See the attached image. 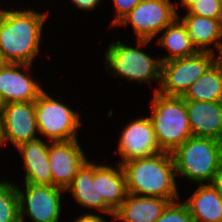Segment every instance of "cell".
<instances>
[{
    "label": "cell",
    "mask_w": 222,
    "mask_h": 222,
    "mask_svg": "<svg viewBox=\"0 0 222 222\" xmlns=\"http://www.w3.org/2000/svg\"><path fill=\"white\" fill-rule=\"evenodd\" d=\"M2 9L0 15V53L5 63L32 64L39 57L49 11L34 8Z\"/></svg>",
    "instance_id": "cell-1"
},
{
    "label": "cell",
    "mask_w": 222,
    "mask_h": 222,
    "mask_svg": "<svg viewBox=\"0 0 222 222\" xmlns=\"http://www.w3.org/2000/svg\"><path fill=\"white\" fill-rule=\"evenodd\" d=\"M121 165L127 193L165 198L171 202L182 199L171 152L162 151L151 157L131 159Z\"/></svg>",
    "instance_id": "cell-2"
},
{
    "label": "cell",
    "mask_w": 222,
    "mask_h": 222,
    "mask_svg": "<svg viewBox=\"0 0 222 222\" xmlns=\"http://www.w3.org/2000/svg\"><path fill=\"white\" fill-rule=\"evenodd\" d=\"M124 40L111 41L104 52V65L111 75L127 82H137V84L153 82L158 83L152 92L159 89L161 81V60L159 57H152L149 52L143 51L151 40H138L136 44L129 45L123 43Z\"/></svg>",
    "instance_id": "cell-3"
},
{
    "label": "cell",
    "mask_w": 222,
    "mask_h": 222,
    "mask_svg": "<svg viewBox=\"0 0 222 222\" xmlns=\"http://www.w3.org/2000/svg\"><path fill=\"white\" fill-rule=\"evenodd\" d=\"M172 156L177 177L182 176L189 183L211 184L222 159V142L191 136L172 152Z\"/></svg>",
    "instance_id": "cell-4"
},
{
    "label": "cell",
    "mask_w": 222,
    "mask_h": 222,
    "mask_svg": "<svg viewBox=\"0 0 222 222\" xmlns=\"http://www.w3.org/2000/svg\"><path fill=\"white\" fill-rule=\"evenodd\" d=\"M152 95L149 118L158 146L172 153L192 136L186 102L181 96H167L158 91Z\"/></svg>",
    "instance_id": "cell-5"
},
{
    "label": "cell",
    "mask_w": 222,
    "mask_h": 222,
    "mask_svg": "<svg viewBox=\"0 0 222 222\" xmlns=\"http://www.w3.org/2000/svg\"><path fill=\"white\" fill-rule=\"evenodd\" d=\"M35 111L40 138L44 136L49 142L78 139L77 131L83 125L79 112L52 97L46 89L35 100Z\"/></svg>",
    "instance_id": "cell-6"
},
{
    "label": "cell",
    "mask_w": 222,
    "mask_h": 222,
    "mask_svg": "<svg viewBox=\"0 0 222 222\" xmlns=\"http://www.w3.org/2000/svg\"><path fill=\"white\" fill-rule=\"evenodd\" d=\"M16 190L19 199L20 222H25V218L32 222L61 221L65 189L53 185L33 184H23L21 188L16 183Z\"/></svg>",
    "instance_id": "cell-7"
},
{
    "label": "cell",
    "mask_w": 222,
    "mask_h": 222,
    "mask_svg": "<svg viewBox=\"0 0 222 222\" xmlns=\"http://www.w3.org/2000/svg\"><path fill=\"white\" fill-rule=\"evenodd\" d=\"M173 0H142L122 18L114 28H133L138 40L153 41L159 33L177 17L175 2Z\"/></svg>",
    "instance_id": "cell-8"
},
{
    "label": "cell",
    "mask_w": 222,
    "mask_h": 222,
    "mask_svg": "<svg viewBox=\"0 0 222 222\" xmlns=\"http://www.w3.org/2000/svg\"><path fill=\"white\" fill-rule=\"evenodd\" d=\"M215 62V54L198 52L193 56L162 62L158 92L182 96L187 89Z\"/></svg>",
    "instance_id": "cell-9"
},
{
    "label": "cell",
    "mask_w": 222,
    "mask_h": 222,
    "mask_svg": "<svg viewBox=\"0 0 222 222\" xmlns=\"http://www.w3.org/2000/svg\"><path fill=\"white\" fill-rule=\"evenodd\" d=\"M0 120L3 147L11 144L15 149L39 138L35 101L5 103Z\"/></svg>",
    "instance_id": "cell-10"
},
{
    "label": "cell",
    "mask_w": 222,
    "mask_h": 222,
    "mask_svg": "<svg viewBox=\"0 0 222 222\" xmlns=\"http://www.w3.org/2000/svg\"><path fill=\"white\" fill-rule=\"evenodd\" d=\"M121 129L119 141L116 142L118 147L114 151L120 156L116 163L121 165L131 159L151 157L162 152L148 115L134 118Z\"/></svg>",
    "instance_id": "cell-11"
},
{
    "label": "cell",
    "mask_w": 222,
    "mask_h": 222,
    "mask_svg": "<svg viewBox=\"0 0 222 222\" xmlns=\"http://www.w3.org/2000/svg\"><path fill=\"white\" fill-rule=\"evenodd\" d=\"M87 157L78 139L49 142L48 159L52 185L66 190L73 177L89 160Z\"/></svg>",
    "instance_id": "cell-12"
},
{
    "label": "cell",
    "mask_w": 222,
    "mask_h": 222,
    "mask_svg": "<svg viewBox=\"0 0 222 222\" xmlns=\"http://www.w3.org/2000/svg\"><path fill=\"white\" fill-rule=\"evenodd\" d=\"M32 64L4 63L0 67V94L4 103L35 101L44 90L32 76Z\"/></svg>",
    "instance_id": "cell-13"
},
{
    "label": "cell",
    "mask_w": 222,
    "mask_h": 222,
    "mask_svg": "<svg viewBox=\"0 0 222 222\" xmlns=\"http://www.w3.org/2000/svg\"><path fill=\"white\" fill-rule=\"evenodd\" d=\"M23 161L24 182L22 184L52 185V174L48 159L49 141L44 138L23 143L15 148Z\"/></svg>",
    "instance_id": "cell-14"
},
{
    "label": "cell",
    "mask_w": 222,
    "mask_h": 222,
    "mask_svg": "<svg viewBox=\"0 0 222 222\" xmlns=\"http://www.w3.org/2000/svg\"><path fill=\"white\" fill-rule=\"evenodd\" d=\"M72 195L75 203L81 208L94 209L100 214L113 217L114 211L104 202V199L97 189V180H94V160H88L73 177L72 183L65 190Z\"/></svg>",
    "instance_id": "cell-15"
},
{
    "label": "cell",
    "mask_w": 222,
    "mask_h": 222,
    "mask_svg": "<svg viewBox=\"0 0 222 222\" xmlns=\"http://www.w3.org/2000/svg\"><path fill=\"white\" fill-rule=\"evenodd\" d=\"M192 136L222 142V101L185 100Z\"/></svg>",
    "instance_id": "cell-16"
},
{
    "label": "cell",
    "mask_w": 222,
    "mask_h": 222,
    "mask_svg": "<svg viewBox=\"0 0 222 222\" xmlns=\"http://www.w3.org/2000/svg\"><path fill=\"white\" fill-rule=\"evenodd\" d=\"M193 44L199 52L216 53L222 46V19H212L193 14H178Z\"/></svg>",
    "instance_id": "cell-17"
},
{
    "label": "cell",
    "mask_w": 222,
    "mask_h": 222,
    "mask_svg": "<svg viewBox=\"0 0 222 222\" xmlns=\"http://www.w3.org/2000/svg\"><path fill=\"white\" fill-rule=\"evenodd\" d=\"M171 201L165 198L128 193L115 211V220L121 222H156Z\"/></svg>",
    "instance_id": "cell-18"
},
{
    "label": "cell",
    "mask_w": 222,
    "mask_h": 222,
    "mask_svg": "<svg viewBox=\"0 0 222 222\" xmlns=\"http://www.w3.org/2000/svg\"><path fill=\"white\" fill-rule=\"evenodd\" d=\"M94 160V180L104 202L115 212L125 200L127 193L126 178L122 165L103 164ZM114 167V168H113Z\"/></svg>",
    "instance_id": "cell-19"
},
{
    "label": "cell",
    "mask_w": 222,
    "mask_h": 222,
    "mask_svg": "<svg viewBox=\"0 0 222 222\" xmlns=\"http://www.w3.org/2000/svg\"><path fill=\"white\" fill-rule=\"evenodd\" d=\"M197 188L181 200L189 209L193 222H222V195L211 184H196Z\"/></svg>",
    "instance_id": "cell-20"
},
{
    "label": "cell",
    "mask_w": 222,
    "mask_h": 222,
    "mask_svg": "<svg viewBox=\"0 0 222 222\" xmlns=\"http://www.w3.org/2000/svg\"><path fill=\"white\" fill-rule=\"evenodd\" d=\"M159 35L155 39L156 45L168 52V55L165 54L160 57L161 62L190 57L199 52L193 44L185 25L178 17L166 26Z\"/></svg>",
    "instance_id": "cell-21"
},
{
    "label": "cell",
    "mask_w": 222,
    "mask_h": 222,
    "mask_svg": "<svg viewBox=\"0 0 222 222\" xmlns=\"http://www.w3.org/2000/svg\"><path fill=\"white\" fill-rule=\"evenodd\" d=\"M184 100L222 101V69L214 62L181 96Z\"/></svg>",
    "instance_id": "cell-22"
},
{
    "label": "cell",
    "mask_w": 222,
    "mask_h": 222,
    "mask_svg": "<svg viewBox=\"0 0 222 222\" xmlns=\"http://www.w3.org/2000/svg\"><path fill=\"white\" fill-rule=\"evenodd\" d=\"M0 179V222H20L16 183Z\"/></svg>",
    "instance_id": "cell-23"
},
{
    "label": "cell",
    "mask_w": 222,
    "mask_h": 222,
    "mask_svg": "<svg viewBox=\"0 0 222 222\" xmlns=\"http://www.w3.org/2000/svg\"><path fill=\"white\" fill-rule=\"evenodd\" d=\"M180 200L170 202L156 222H193L188 207Z\"/></svg>",
    "instance_id": "cell-24"
},
{
    "label": "cell",
    "mask_w": 222,
    "mask_h": 222,
    "mask_svg": "<svg viewBox=\"0 0 222 222\" xmlns=\"http://www.w3.org/2000/svg\"><path fill=\"white\" fill-rule=\"evenodd\" d=\"M185 12L206 18L222 19V0H199Z\"/></svg>",
    "instance_id": "cell-25"
},
{
    "label": "cell",
    "mask_w": 222,
    "mask_h": 222,
    "mask_svg": "<svg viewBox=\"0 0 222 222\" xmlns=\"http://www.w3.org/2000/svg\"><path fill=\"white\" fill-rule=\"evenodd\" d=\"M142 0H111L113 7L115 8V14L113 19L110 21L109 28L112 30L116 24L124 18L134 7L139 4Z\"/></svg>",
    "instance_id": "cell-26"
},
{
    "label": "cell",
    "mask_w": 222,
    "mask_h": 222,
    "mask_svg": "<svg viewBox=\"0 0 222 222\" xmlns=\"http://www.w3.org/2000/svg\"><path fill=\"white\" fill-rule=\"evenodd\" d=\"M102 0H71V4L73 6H77L76 8L80 9L81 11H93L95 10L98 5H100ZM75 4V5H74Z\"/></svg>",
    "instance_id": "cell-27"
},
{
    "label": "cell",
    "mask_w": 222,
    "mask_h": 222,
    "mask_svg": "<svg viewBox=\"0 0 222 222\" xmlns=\"http://www.w3.org/2000/svg\"><path fill=\"white\" fill-rule=\"evenodd\" d=\"M103 214H96V212L91 213L89 212H85L82 215H79L78 217H76V219H74L72 222H107L108 220H106L105 218H103Z\"/></svg>",
    "instance_id": "cell-28"
},
{
    "label": "cell",
    "mask_w": 222,
    "mask_h": 222,
    "mask_svg": "<svg viewBox=\"0 0 222 222\" xmlns=\"http://www.w3.org/2000/svg\"><path fill=\"white\" fill-rule=\"evenodd\" d=\"M212 184L217 188L219 193L222 195V159L215 173V177Z\"/></svg>",
    "instance_id": "cell-29"
},
{
    "label": "cell",
    "mask_w": 222,
    "mask_h": 222,
    "mask_svg": "<svg viewBox=\"0 0 222 222\" xmlns=\"http://www.w3.org/2000/svg\"><path fill=\"white\" fill-rule=\"evenodd\" d=\"M198 1L199 0H179L178 2L175 1L177 15L179 14L177 9L178 7H182L187 11L192 5H194Z\"/></svg>",
    "instance_id": "cell-30"
},
{
    "label": "cell",
    "mask_w": 222,
    "mask_h": 222,
    "mask_svg": "<svg viewBox=\"0 0 222 222\" xmlns=\"http://www.w3.org/2000/svg\"><path fill=\"white\" fill-rule=\"evenodd\" d=\"M215 62L222 69V46L219 48L218 52L215 53Z\"/></svg>",
    "instance_id": "cell-31"
},
{
    "label": "cell",
    "mask_w": 222,
    "mask_h": 222,
    "mask_svg": "<svg viewBox=\"0 0 222 222\" xmlns=\"http://www.w3.org/2000/svg\"><path fill=\"white\" fill-rule=\"evenodd\" d=\"M4 101H3V99H2V97H1V94H0V113H1V111H2V108L4 107Z\"/></svg>",
    "instance_id": "cell-32"
},
{
    "label": "cell",
    "mask_w": 222,
    "mask_h": 222,
    "mask_svg": "<svg viewBox=\"0 0 222 222\" xmlns=\"http://www.w3.org/2000/svg\"><path fill=\"white\" fill-rule=\"evenodd\" d=\"M3 149V142L1 137V120H0V150Z\"/></svg>",
    "instance_id": "cell-33"
},
{
    "label": "cell",
    "mask_w": 222,
    "mask_h": 222,
    "mask_svg": "<svg viewBox=\"0 0 222 222\" xmlns=\"http://www.w3.org/2000/svg\"><path fill=\"white\" fill-rule=\"evenodd\" d=\"M4 60L2 59L1 53H0V67L4 64Z\"/></svg>",
    "instance_id": "cell-34"
},
{
    "label": "cell",
    "mask_w": 222,
    "mask_h": 222,
    "mask_svg": "<svg viewBox=\"0 0 222 222\" xmlns=\"http://www.w3.org/2000/svg\"><path fill=\"white\" fill-rule=\"evenodd\" d=\"M1 5H2V4L0 3V6H1ZM2 9H3V8L0 7V15H1Z\"/></svg>",
    "instance_id": "cell-35"
}]
</instances>
